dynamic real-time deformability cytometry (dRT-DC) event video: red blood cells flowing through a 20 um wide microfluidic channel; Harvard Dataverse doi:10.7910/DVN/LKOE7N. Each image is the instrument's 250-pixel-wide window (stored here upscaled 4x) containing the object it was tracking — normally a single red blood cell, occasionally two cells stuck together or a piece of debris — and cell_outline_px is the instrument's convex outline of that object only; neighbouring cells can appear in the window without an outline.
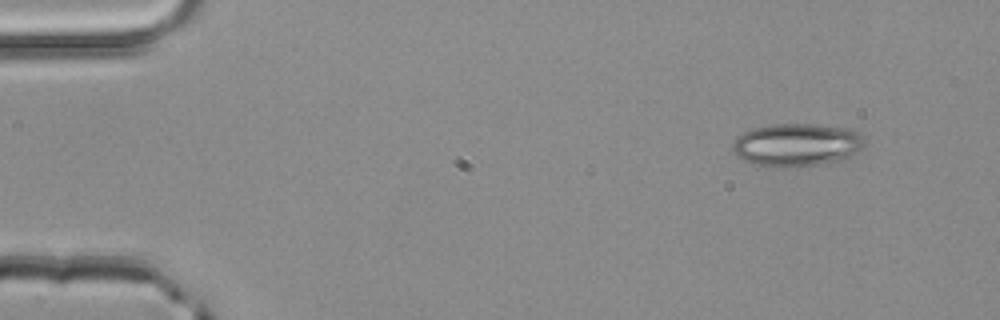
{"species": "common noctule bat (a hibernating species)", "species_latin": "Nyctalus noctula", "temperature_condition": "room temperature", "stored_images_in_passage": 4, "camera_frame_rate_fps": 3000, "um_per_image_px": 0.085, "animal": {"sex": "male", "body_mass_g": 20.4}, "frame": {"image": 1, "passage_image": 1, "time_ms": 0.0, "image_size_px": [1000, 320], "cell_outline_px": [[864, 148], [840, 160], [796, 168], [768, 168], [744, 160], [732, 148], [732, 144], [736, 136], [752, 128], [768, 124], [812, 124], [852, 128], [860, 132], [864, 136]], "centroid_in_image_um": [67.74, 12.31], "position_along_channel_um": 17.3, "area_um2": 33.52}}
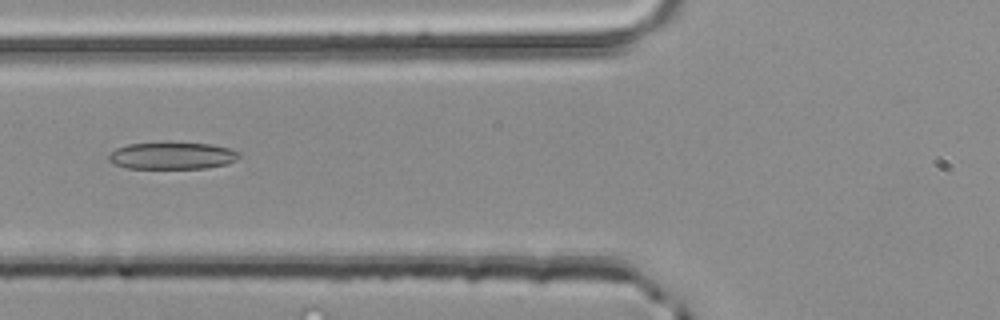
{"frame": {"image": 2, "passage_image": 4, "time_ms": 1.0, "image_size_px": [1000, 320], "cell_outline_px": [[240, 156], [236, 160], [224, 164], [208, 168], [128, 168], [112, 164], [108, 160], [108, 156], [116, 148], [128, 144], [212, 144], [228, 148], [240, 152]], "centroid_in_image_um": [14.63, 13.26], "position_along_channel_um": 111.2, "area_um2": 20.06}}